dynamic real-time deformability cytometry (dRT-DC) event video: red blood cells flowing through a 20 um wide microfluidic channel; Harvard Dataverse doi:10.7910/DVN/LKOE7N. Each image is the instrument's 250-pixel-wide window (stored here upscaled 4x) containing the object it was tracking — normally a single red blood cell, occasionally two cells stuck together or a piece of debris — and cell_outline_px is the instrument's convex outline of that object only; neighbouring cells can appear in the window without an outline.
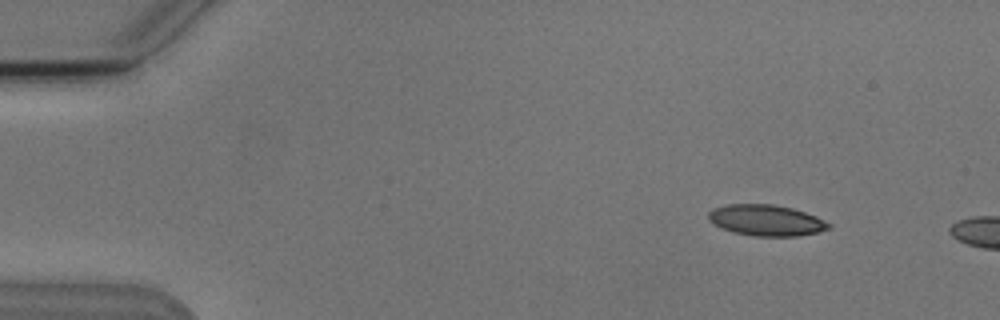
{"species": "Egyptian fruit bat (a non-hibernating species)", "species_latin": "Rousettus aegyptiacus", "temperature_condition": "cold", "stored_images_in_passage": 3, "camera_frame_rate_fps": 3000, "um_per_image_px": 0.085, "animal": {"sex": "male"}, "frame": {"image": 1, "passage_image": 2, "time_ms": 1.0, "image_size_px": [1000, 320], "cell_outline_px": [[832, 228], [816, 232], [796, 236], [756, 236], [732, 232], [708, 220], [708, 212], [712, 208], [728, 204], [772, 204], [792, 208], [816, 216], [832, 224]], "centroid_in_image_um": [65.13, 18.72], "position_along_channel_um": 19.9, "area_um2": 21.68}}